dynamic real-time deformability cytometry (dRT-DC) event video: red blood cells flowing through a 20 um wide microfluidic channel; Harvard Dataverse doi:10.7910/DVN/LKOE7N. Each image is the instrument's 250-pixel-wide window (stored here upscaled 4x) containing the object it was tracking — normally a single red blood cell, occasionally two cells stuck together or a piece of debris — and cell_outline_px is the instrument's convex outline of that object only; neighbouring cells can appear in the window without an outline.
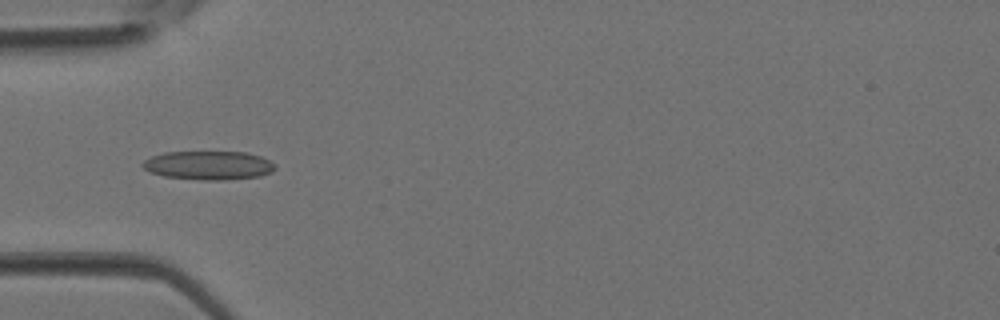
{"species": "Egyptian fruit bat (a non-hibernating species)", "species_latin": "Rousettus aegyptiacus", "temperature_condition": "room temperature", "stored_images_in_passage": 5, "camera_frame_rate_fps": 3000, "um_per_image_px": 0.085, "animal": {"sex": "female"}, "frame": {"image": 1, "passage_image": 4, "time_ms": 1.0, "image_size_px": [1000, 320], "cell_outline_px": [[276, 168], [272, 172], [260, 176], [224, 180], [200, 180], [164, 176], [152, 172], [144, 168], [140, 164], [144, 160], [152, 156], [164, 152], [248, 152], [260, 156], [276, 164]], "centroid_in_image_um": [17.75, 14.05], "position_along_channel_um": 67.3, "area_um2": 22.25}}
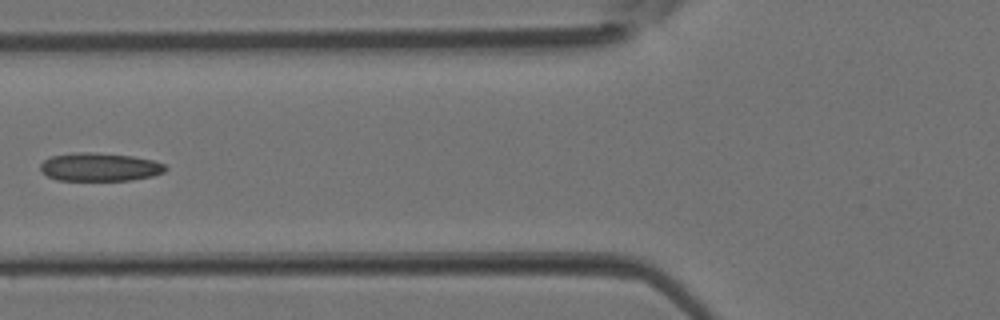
{"frame": {"image": 2, "passage_image": 5, "time_ms": 1.333, "image_size_px": [1000, 320], "cell_outline_px": [[168, 168], [164, 172], [152, 176], [132, 180], [56, 180], [40, 172], [40, 164], [48, 156], [72, 152], [92, 152], [132, 156], [152, 160], [164, 164]], "centroid_in_image_um": [8.43, 14.19], "position_along_channel_um": 117.4, "area_um2": 20.81}}